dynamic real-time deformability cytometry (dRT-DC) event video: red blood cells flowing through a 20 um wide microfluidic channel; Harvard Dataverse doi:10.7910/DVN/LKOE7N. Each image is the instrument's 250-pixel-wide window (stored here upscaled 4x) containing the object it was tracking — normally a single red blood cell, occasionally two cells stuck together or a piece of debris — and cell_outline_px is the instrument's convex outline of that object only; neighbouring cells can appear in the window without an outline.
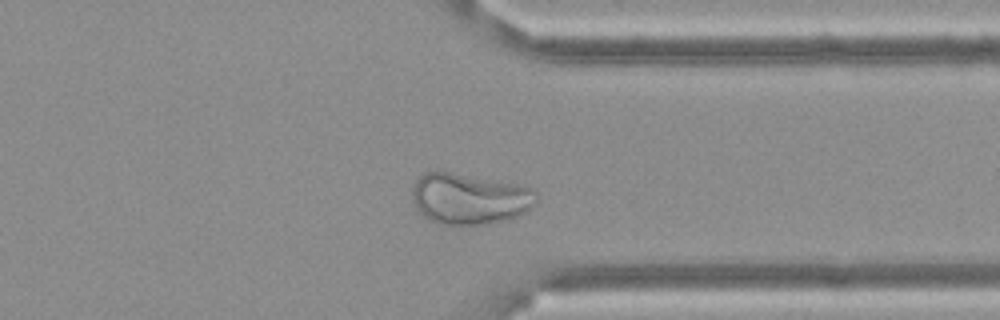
{"species": "Egyptian fruit bat (a non-hibernating species)", "species_latin": "Rousettus aegyptiacus", "temperature_condition": "cold", "stored_images_in_passage": 51, "camera_frame_rate_fps": 3000, "um_per_image_px": 0.085, "frame": {"image": 1, "passage_image": 38, "time_ms": 12.333, "image_size_px": [1000, 320], "cell_outline_px": [[536, 200], [524, 212], [516, 216], [488, 224], [440, 224], [428, 220], [416, 208], [412, 200], [412, 188], [416, 180], [424, 172], [436, 168], [516, 184], [528, 188], [536, 192]], "centroid_in_image_um": [39.8, 16.85], "position_along_channel_um": 371.6, "area_um2": 37.05}}
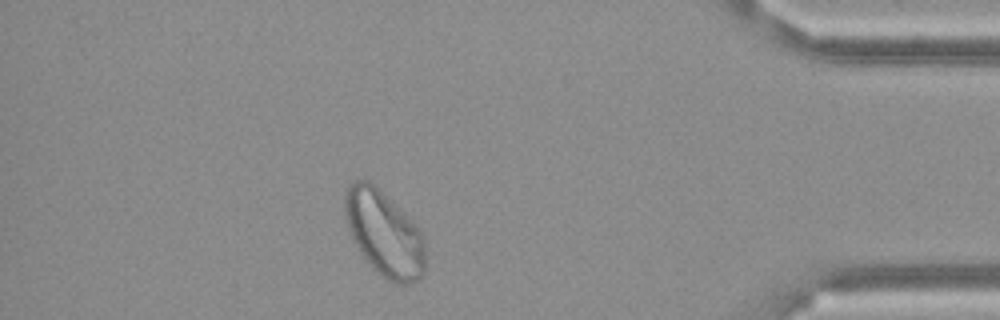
{"frame": {"image": 2, "passage_image": 44, "time_ms": 14.333, "image_size_px": [1000, 320], "cell_outline_px": [[424, 276], [408, 284], [396, 284], [388, 280], [376, 272], [368, 264], [360, 252], [344, 220], [344, 192], [348, 184], [356, 180], [368, 180], [376, 184], [416, 224], [424, 236]], "centroid_in_image_um": [32.63, 19.82], "position_along_channel_um": 402.6, "area_um2": 40.58}}